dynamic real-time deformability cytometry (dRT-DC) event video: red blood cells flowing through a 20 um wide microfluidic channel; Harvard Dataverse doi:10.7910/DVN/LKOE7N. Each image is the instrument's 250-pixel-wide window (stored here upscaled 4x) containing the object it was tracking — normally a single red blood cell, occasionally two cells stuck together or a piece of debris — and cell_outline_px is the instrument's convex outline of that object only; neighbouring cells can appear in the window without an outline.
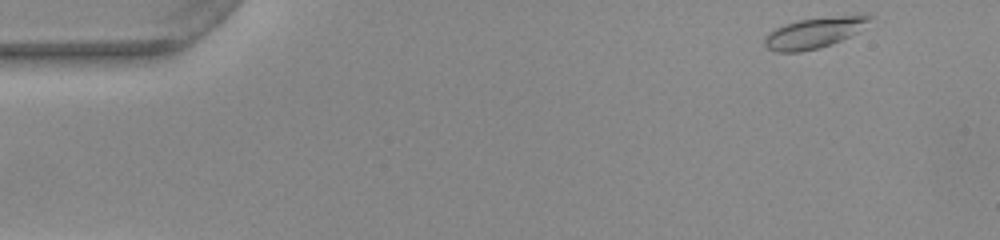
{"species": "common noctule bat (a hibernating species)", "species_latin": "Nyctalus noctula", "temperature_condition": "warm", "stored_images_in_passage": 49, "camera_frame_rate_fps": 3000, "um_per_image_px": 0.085, "animal": {"sex": "female", "body_mass_g": 22.0, "forearm_length_mm": 56.7}, "frame": {"image": 1, "passage_image": 1, "time_ms": 0.0, "image_size_px": [1000, 240], "cell_outline_px": [[872, 16], [856, 32], [832, 44], [820, 48], [800, 52], [776, 52], [768, 48], [764, 44], [764, 40], [776, 28], [784, 24], [800, 20], [840, 16]], "centroid_in_image_um": [69.11, 2.83], "position_along_channel_um": 15.9, "area_um2": 17.92}}
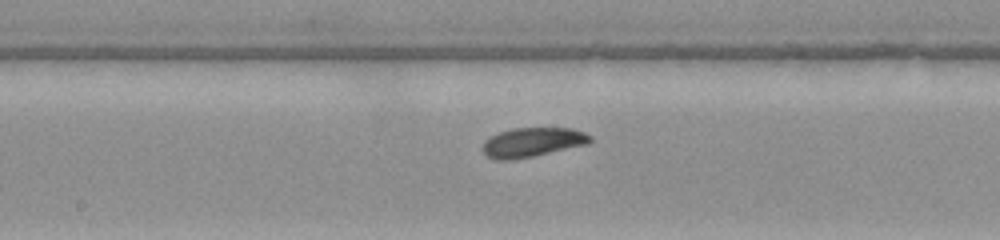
{"frame": {"image": 2, "passage_image": 24, "time_ms": 7.667, "image_size_px": [1000, 240], "cell_outline_px": [[592, 140], [588, 144], [532, 156], [512, 160], [496, 160], [488, 156], [480, 148], [484, 140], [500, 132], [512, 128], [572, 128], [584, 132], [592, 136]], "centroid_in_image_um": [45.24, 12.09], "position_along_channel_um": 203.0, "area_um2": 18.38}}
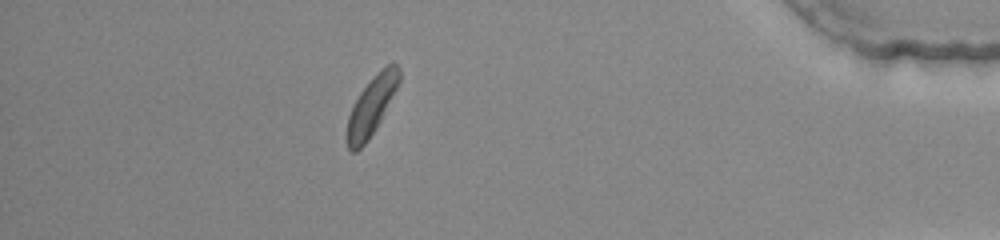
{"frame": {"image": 3, "passage_image": 43, "time_ms": 14.0, "image_size_px": [1000, 240], "cell_outline_px": [[400, 80], [376, 128], [368, 140], [356, 152], [352, 152], [348, 148], [348, 116], [360, 92], [380, 68], [392, 60], [400, 68]], "centroid_in_image_um": [31.6, 8.94], "position_along_channel_um": 403.6, "area_um2": 17.34}, "authors_computed_cell_mechanics": {"area_um2": 18.2648, "velocity_mm_per_s": 3.8908, "shape_relaxation_time_tau1_ms": 2.0732, "shape_relaxation_time_tau2_ms": null, "deformation_change_tau1": 0.0962, "deformation_change_tau2": null}}